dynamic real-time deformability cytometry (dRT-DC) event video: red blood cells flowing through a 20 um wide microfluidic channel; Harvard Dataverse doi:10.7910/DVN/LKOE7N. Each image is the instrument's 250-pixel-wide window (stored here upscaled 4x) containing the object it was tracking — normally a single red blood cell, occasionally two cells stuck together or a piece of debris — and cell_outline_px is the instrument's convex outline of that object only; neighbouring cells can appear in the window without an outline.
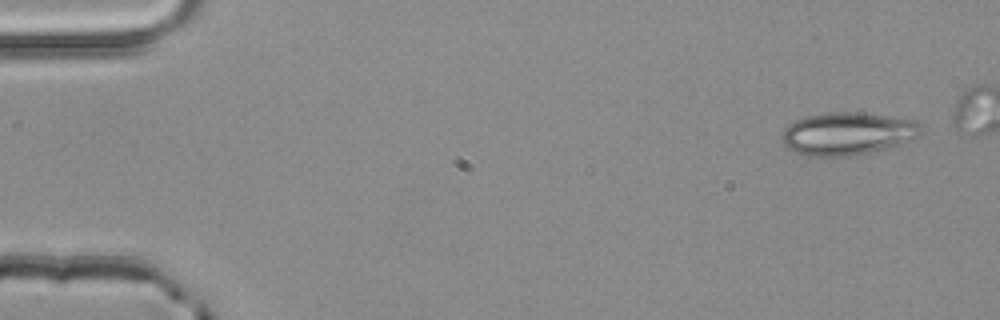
{"species": "common noctule bat (a hibernating species)", "species_latin": "Nyctalus noctula", "temperature_condition": "room temperature", "stored_images_in_passage": 4, "camera_frame_rate_fps": 3000, "um_per_image_px": 0.085, "animal": {"sex": "male", "body_mass_g": 20.4}, "frame": {"image": 1, "passage_image": 4, "time_ms": 1.0, "image_size_px": [1000, 320], "cell_outline_px": [[924, 128], [916, 136], [900, 144], [888, 148], [848, 156], [808, 156], [796, 152], [788, 148], [780, 140], [784, 128], [788, 124], [796, 120], [808, 116], [828, 112], [860, 112], [916, 120], [924, 124]], "centroid_in_image_um": [72.04, 11.35], "position_along_channel_um": 13.0, "area_um2": 34.68}}